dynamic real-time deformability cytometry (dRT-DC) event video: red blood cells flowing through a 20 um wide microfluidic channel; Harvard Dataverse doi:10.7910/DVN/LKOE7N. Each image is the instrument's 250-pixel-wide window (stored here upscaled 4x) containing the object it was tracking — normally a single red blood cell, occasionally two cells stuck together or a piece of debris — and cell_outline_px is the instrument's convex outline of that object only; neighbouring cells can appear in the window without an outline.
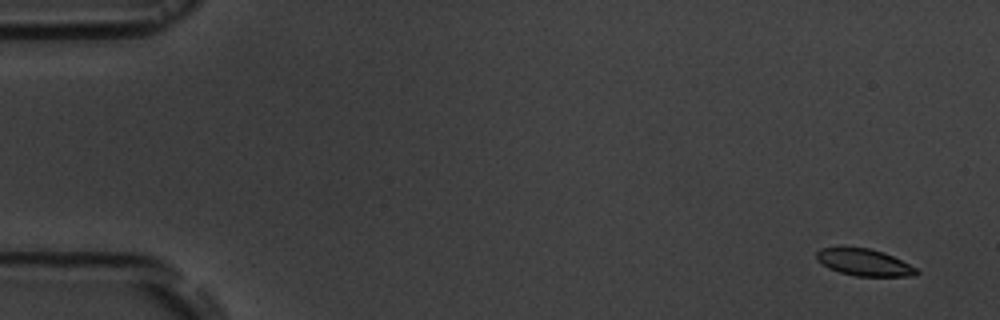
{"species": "common noctule bat (a hibernating species)", "species_latin": "Nyctalus noctula", "temperature_condition": "room temperature", "stored_images_in_passage": 5, "camera_frame_rate_fps": 3000, "um_per_image_px": 0.085, "animal": {"sex": "male", "body_mass_g": 19.5, "forearm_length_mm": 54.6}, "frame": {"image": 1, "passage_image": 1, "time_ms": 0.0, "image_size_px": [1000, 320], "cell_outline_px": [[920, 272], [916, 276], [856, 276], [840, 272], [828, 268], [816, 260], [816, 252], [820, 248], [840, 244], [868, 248], [884, 252], [916, 268]], "centroid_in_image_um": [73.37, 22.26], "position_along_channel_um": 11.6, "area_um2": 16.18}}
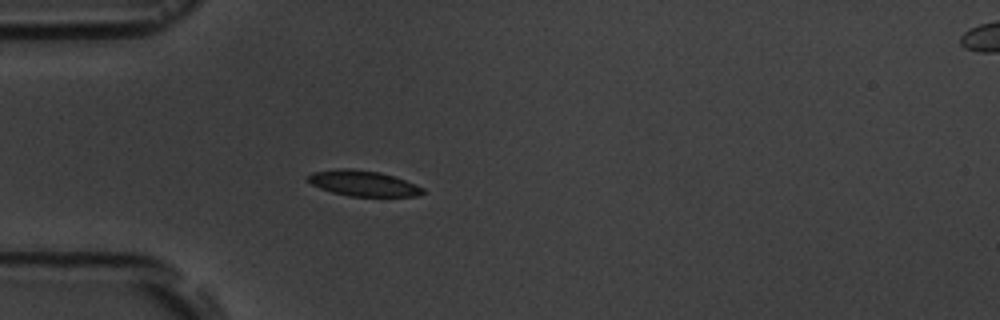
{"frame": {"image": 2, "passage_image": 5, "time_ms": 4.667, "image_size_px": [1000, 320], "cell_outline_px": [[424, 192], [420, 196], [348, 196], [332, 192], [320, 188], [304, 180], [304, 176], [312, 172], [340, 168], [348, 168], [380, 172], [396, 176], [424, 188]], "centroid_in_image_um": [30.83, 15.57], "position_along_channel_um": 54.2, "area_um2": 17.34}}